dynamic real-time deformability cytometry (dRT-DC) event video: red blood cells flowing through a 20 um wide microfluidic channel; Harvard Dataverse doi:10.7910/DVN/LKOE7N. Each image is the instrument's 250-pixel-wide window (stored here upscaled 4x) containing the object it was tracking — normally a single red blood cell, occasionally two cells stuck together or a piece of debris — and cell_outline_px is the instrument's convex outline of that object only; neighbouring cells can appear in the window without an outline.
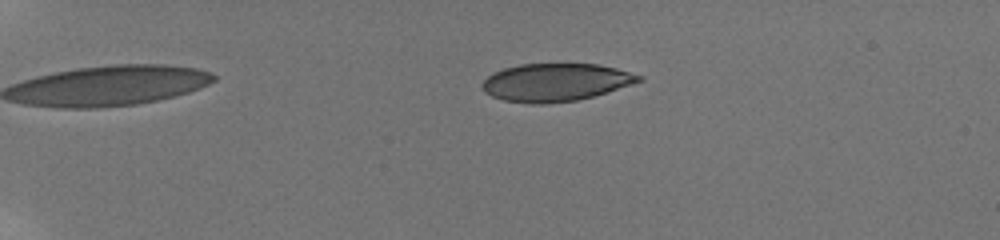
{"species": "human", "species_latin": "Homo sapiens", "temperature_condition": "room temperature", "stored_images_in_passage": 55, "camera_frame_rate_fps": 3000, "um_per_image_px": 0.085, "donor": {"sex": "male"}, "frame": {"image": 1, "passage_image": 13, "time_ms": 4.0, "image_size_px": [1000, 240], "cell_outline_px": [[644, 80], [592, 96], [576, 100], [544, 104], [532, 104], [504, 100], [492, 96], [484, 92], [480, 84], [492, 72], [504, 68], [520, 64], [596, 64], [616, 68], [644, 76]], "centroid_in_image_um": [47.19, 6.99], "position_along_channel_um": 37.8, "area_um2": 34.39}}
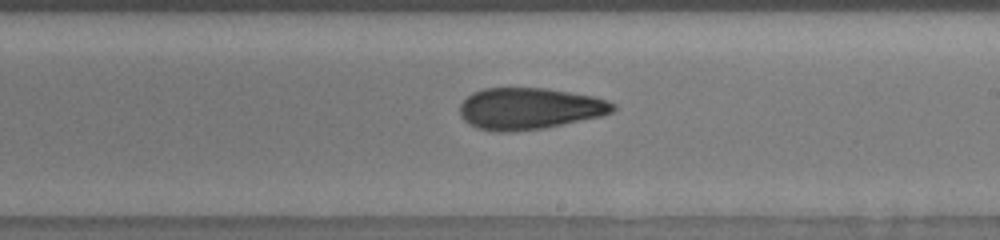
{"frame": {"image": 2, "passage_image": 36, "time_ms": 11.667, "image_size_px": [1000, 240], "cell_outline_px": [[616, 108], [612, 112], [600, 116], [544, 128], [516, 132], [492, 132], [476, 128], [468, 124], [460, 116], [460, 104], [472, 92], [484, 88], [544, 88], [592, 96], [608, 100], [616, 104]], "centroid_in_image_um": [44.96, 9.24], "position_along_channel_um": 244.0, "area_um2": 37.28}}
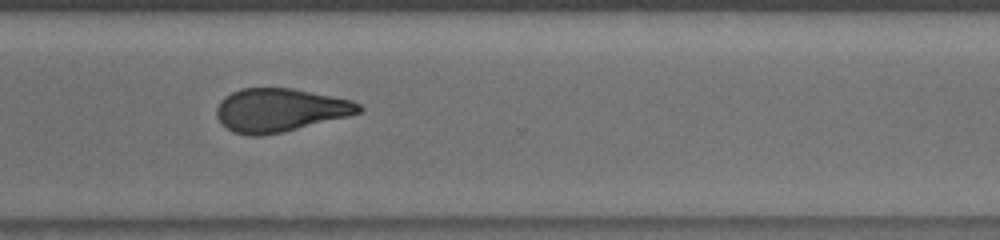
{"frame": {"image": 3, "passage_image": 44, "time_ms": 14.333, "image_size_px": [1000, 240], "cell_outline_px": [[364, 108], [360, 112], [348, 116], [280, 132], [260, 136], [248, 136], [232, 132], [216, 116], [216, 108], [220, 100], [224, 96], [240, 88], [292, 88], [352, 100], [360, 104]], "centroid_in_image_um": [23.77, 9.35], "position_along_channel_um": 346.8, "area_um2": 35.72}, "authors_computed_cell_mechanics": {"area_um2": 35.7204, "velocity_mm_per_s": 3.8534, "shape_relaxation_time_tau1_ms": null, "shape_relaxation_time_tau2_ms": 2.6044, "deformation_change_tau1": null, "deformation_change_tau2": 0.1075}}